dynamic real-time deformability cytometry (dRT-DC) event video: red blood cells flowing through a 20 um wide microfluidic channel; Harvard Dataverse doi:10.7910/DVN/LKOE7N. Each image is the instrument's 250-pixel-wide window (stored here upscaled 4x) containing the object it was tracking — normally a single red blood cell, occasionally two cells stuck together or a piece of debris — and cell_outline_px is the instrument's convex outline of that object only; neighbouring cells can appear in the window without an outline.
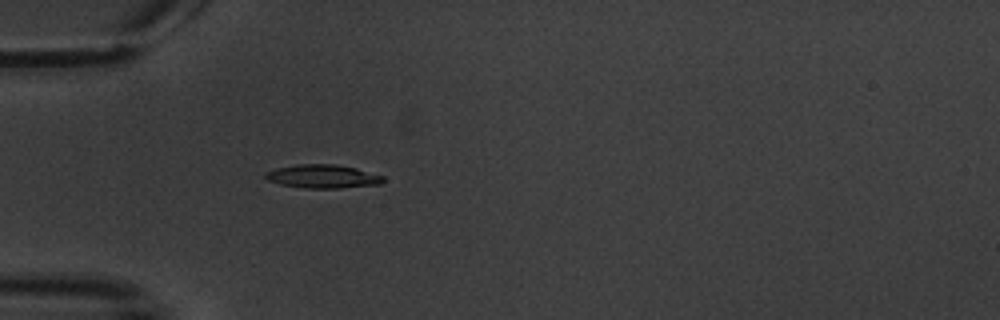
{"species": "common noctule bat (a hibernating species)", "species_latin": "Nyctalus noctula", "temperature_condition": "warm", "stored_images_in_passage": 3, "camera_frame_rate_fps": 3000, "um_per_image_px": 0.085, "animal": {"sex": "male", "body_mass_g": 20.1, "forearm_length_mm": 53.5}, "frame": {"image": 1, "passage_image": 3, "time_ms": 3.333, "image_size_px": [1000, 320], "cell_outline_px": [[384, 180], [380, 184], [340, 188], [304, 188], [280, 184], [268, 180], [264, 176], [264, 172], [276, 168], [296, 164], [336, 164], [356, 168], [384, 176]], "centroid_in_image_um": [27.41, 14.99], "position_along_channel_um": 57.6, "area_um2": 16.18}}